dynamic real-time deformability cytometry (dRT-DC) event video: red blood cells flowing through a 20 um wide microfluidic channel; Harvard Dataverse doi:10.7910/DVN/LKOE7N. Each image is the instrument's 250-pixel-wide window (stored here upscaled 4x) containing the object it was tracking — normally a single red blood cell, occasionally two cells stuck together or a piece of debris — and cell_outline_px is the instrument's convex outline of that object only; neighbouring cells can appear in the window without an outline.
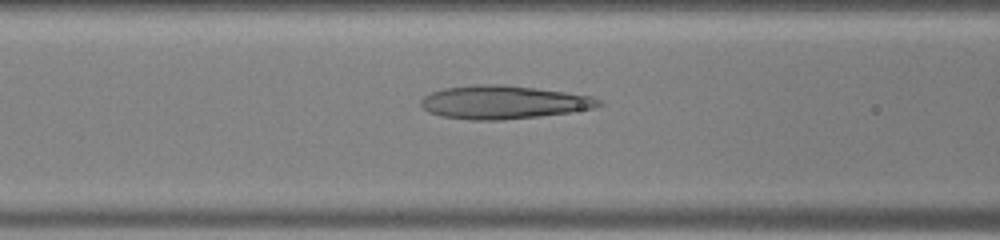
{"species": "human", "species_latin": "Homo sapiens", "temperature_condition": "warm", "stored_images_in_passage": 28, "camera_frame_rate_fps": 3000, "um_per_image_px": 0.085, "donor": {"sex": "male"}, "frame": {"image": 1, "passage_image": 10, "time_ms": 3.0, "image_size_px": [1000, 240], "cell_outline_px": [[608, 104], [596, 108], [572, 112], [540, 116], [500, 120], [472, 120], [440, 116], [428, 112], [420, 104], [420, 100], [424, 96], [432, 92], [444, 88], [472, 84], [504, 84], [536, 88], [592, 96]], "centroid_in_image_um": [42.82, 8.69], "position_along_channel_um": 123.8, "area_um2": 34.85}}
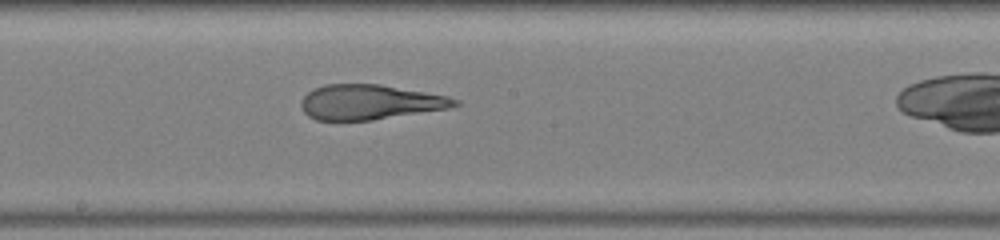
{"frame": {"image": 2, "passage_image": 16, "time_ms": 5.0, "image_size_px": [1000, 240], "cell_outline_px": [[460, 104], [448, 108], [372, 120], [316, 120], [308, 116], [304, 112], [300, 104], [300, 100], [308, 92], [324, 84], [380, 84], [448, 96], [460, 100]], "centroid_in_image_um": [31.42, 8.67], "position_along_channel_um": 216.8, "area_um2": 31.15}}
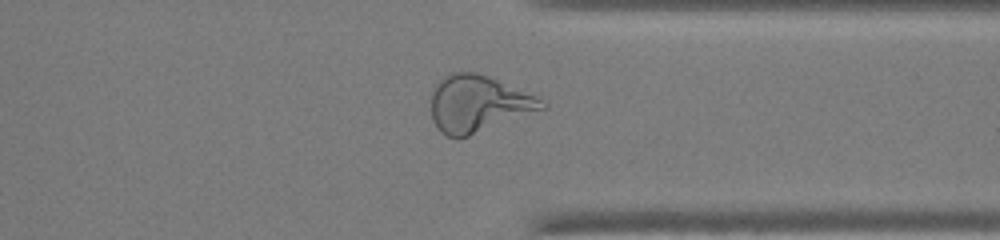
{"frame": {"image": 3, "passage_image": 26, "time_ms": 8.333, "image_size_px": [1000, 240], "cell_outline_px": [[548, 108], [468, 136], [456, 140], [444, 136], [436, 128], [432, 120], [432, 92], [436, 84], [444, 76], [452, 72], [476, 72], [488, 76], [540, 96], [548, 104]], "centroid_in_image_um": [40.68, 8.84], "position_along_channel_um": 370.7, "area_um2": 37.22}}